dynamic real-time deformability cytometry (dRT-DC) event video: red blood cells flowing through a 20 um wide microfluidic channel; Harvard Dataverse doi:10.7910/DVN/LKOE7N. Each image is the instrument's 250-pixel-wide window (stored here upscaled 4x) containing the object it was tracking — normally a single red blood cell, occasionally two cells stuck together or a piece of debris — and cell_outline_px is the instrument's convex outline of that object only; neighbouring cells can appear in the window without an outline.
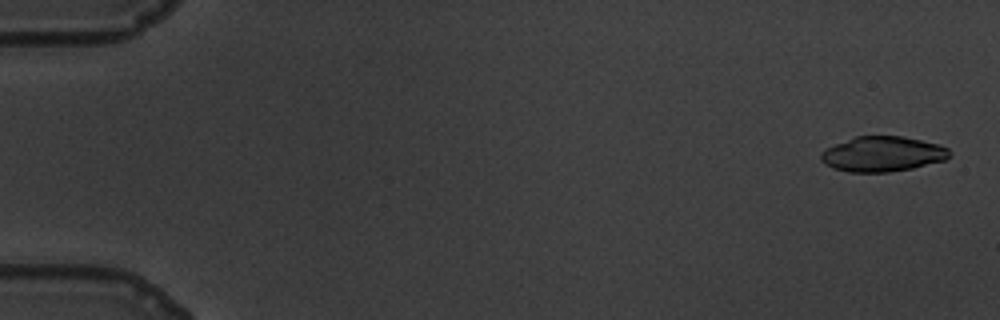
{"species": "common noctule bat (a hibernating species)", "species_latin": "Nyctalus noctula", "temperature_condition": "warm", "stored_images_in_passage": 6, "camera_frame_rate_fps": 3000, "um_per_image_px": 0.085, "animal": {"sex": "male", "body_mass_g": 19.5, "forearm_length_mm": 54.6}, "frame": {"image": 1, "passage_image": 1, "time_ms": 0.0, "image_size_px": [1000, 320], "cell_outline_px": [[952, 152], [944, 160], [912, 168], [888, 172], [848, 172], [832, 168], [824, 164], [820, 160], [820, 152], [836, 144], [856, 136], [904, 136], [940, 144], [948, 148]], "centroid_in_image_um": [75.01, 13.09], "position_along_channel_um": 10.0, "area_um2": 26.36}}